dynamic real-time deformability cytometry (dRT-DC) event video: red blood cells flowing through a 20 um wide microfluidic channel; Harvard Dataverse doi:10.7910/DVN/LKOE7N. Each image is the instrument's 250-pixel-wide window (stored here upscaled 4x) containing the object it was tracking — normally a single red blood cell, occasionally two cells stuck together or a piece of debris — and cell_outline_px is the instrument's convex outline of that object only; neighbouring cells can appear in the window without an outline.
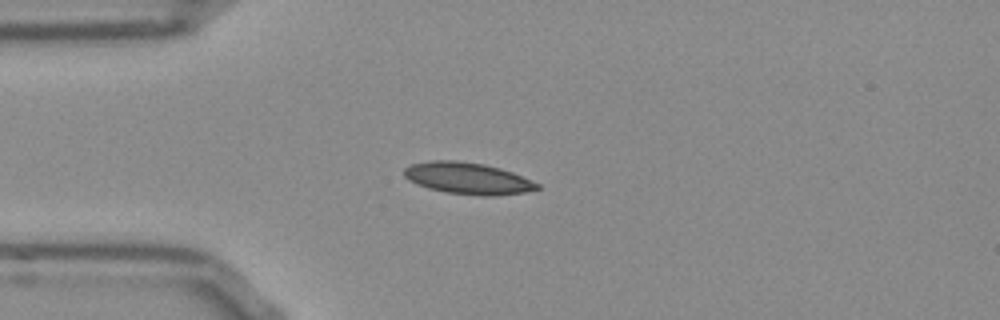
{"species": "Egyptian fruit bat (a non-hibernating species)", "species_latin": "Rousettus aegyptiacus", "temperature_condition": "room temperature", "stored_images_in_passage": 40, "camera_frame_rate_fps": 3000, "um_per_image_px": 0.085, "frame": {"image": 1, "passage_image": 1, "time_ms": 0.0, "image_size_px": [1000, 320], "cell_outline_px": [[540, 188], [524, 192], [496, 196], [484, 196], [448, 192], [428, 188], [416, 184], [408, 180], [404, 176], [404, 168], [412, 164], [432, 160], [456, 160], [484, 164], [500, 168], [512, 172], [532, 180], [540, 184]], "centroid_in_image_um": [39.76, 15.15], "position_along_channel_um": 45.2, "area_um2": 24.51}}
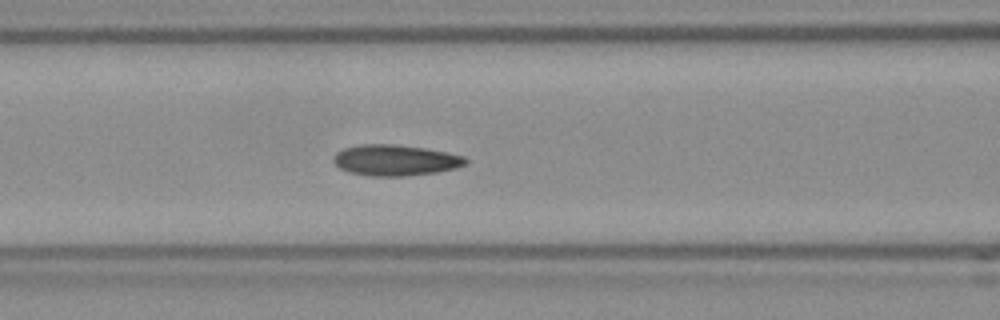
{"frame": {"image": 2, "passage_image": 9, "time_ms": 2.667, "image_size_px": [1000, 320], "cell_outline_px": [[468, 164], [456, 168], [436, 172], [404, 176], [368, 176], [348, 172], [340, 168], [332, 160], [332, 156], [336, 152], [344, 148], [360, 144], [396, 144], [428, 148], [448, 152], [464, 156], [468, 160]], "centroid_in_image_um": [33.61, 13.61], "position_along_channel_um": 133.0, "area_um2": 24.16}}
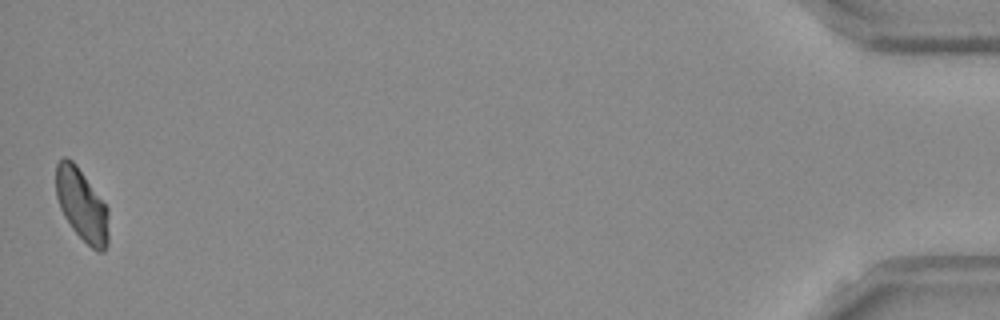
{"frame": {"image": 3, "passage_image": 40, "time_ms": 13.0, "image_size_px": [1000, 320], "cell_outline_px": [[108, 244], [104, 252], [96, 252], [72, 228], [64, 216], [60, 208], [56, 196], [56, 164], [64, 156], [72, 160], [76, 164], [108, 208]], "centroid_in_image_um": [6.95, 17.43], "position_along_channel_um": 428.2, "area_um2": 22.08}, "authors_computed_cell_mechanics": {"area_um2": 22.9177, "velocity_mm_per_s": 3.8123, "shape_relaxation_time_tau1_ms": null, "shape_relaxation_time_tau2_ms": 4.1509, "deformation_change_tau1": null, "deformation_change_tau2": 0.0942}}